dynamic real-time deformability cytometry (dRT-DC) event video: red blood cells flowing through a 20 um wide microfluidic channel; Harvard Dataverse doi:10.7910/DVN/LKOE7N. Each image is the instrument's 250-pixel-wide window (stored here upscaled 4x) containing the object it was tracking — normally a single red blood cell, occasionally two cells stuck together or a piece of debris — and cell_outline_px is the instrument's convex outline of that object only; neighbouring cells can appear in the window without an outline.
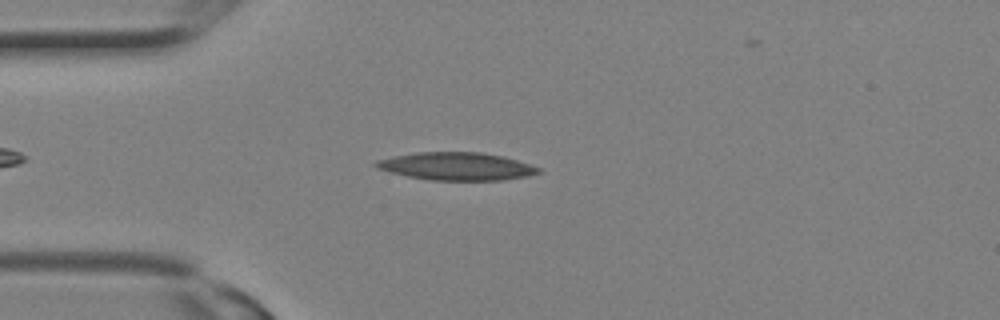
{"species": "Egyptian fruit bat (a non-hibernating species)", "species_latin": "Rousettus aegyptiacus", "temperature_condition": "room temperature", "stored_images_in_passage": 12, "camera_frame_rate_fps": 3000, "um_per_image_px": 0.085, "animal": {"sex": "female"}, "frame": {"image": 1, "passage_image": 4, "time_ms": 1.0, "image_size_px": [1000, 320], "cell_outline_px": [[540, 172], [528, 176], [504, 180], [428, 180], [408, 176], [376, 168], [372, 164], [376, 160], [392, 156], [416, 152], [480, 152], [504, 156], [540, 168]], "centroid_in_image_um": [38.77, 14.13], "position_along_channel_um": 46.2, "area_um2": 26.3}}
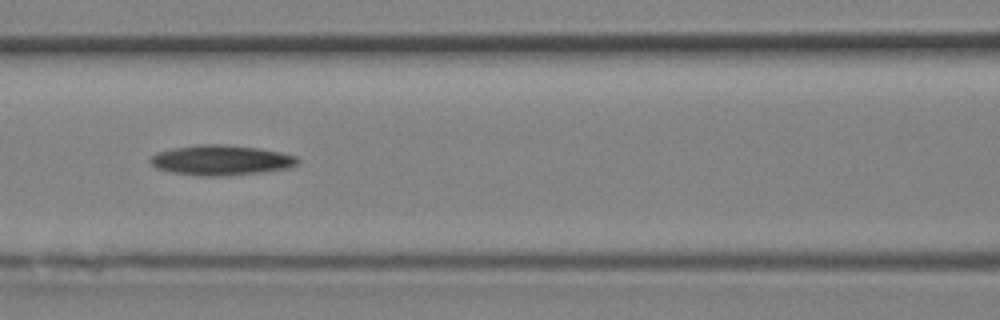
{"frame": {"image": 2, "passage_image": 9, "time_ms": 2.667, "image_size_px": [1000, 320], "cell_outline_px": [[300, 164], [288, 168], [260, 172], [224, 176], [200, 176], [172, 172], [156, 168], [148, 160], [148, 156], [156, 152], [172, 148], [200, 144], [220, 144], [256, 148], [280, 152], [296, 156], [300, 160]], "centroid_in_image_um": [18.75, 13.61], "position_along_channel_um": 147.8, "area_um2": 25.95}}
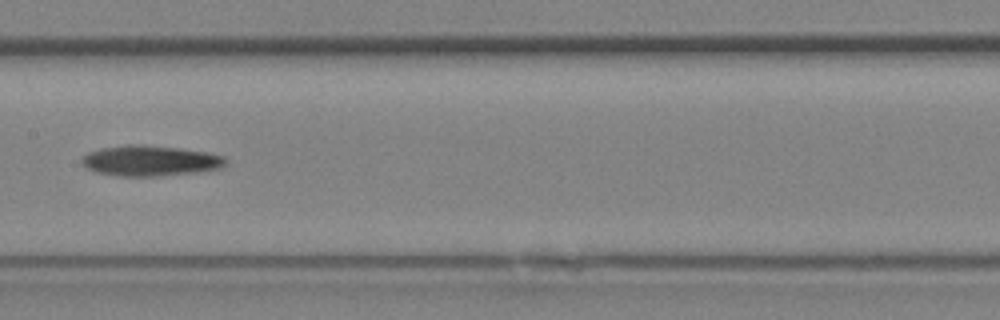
{"frame": {"image": 3, "passage_image": 11, "time_ms": 3.333, "image_size_px": [1000, 320], "cell_outline_px": [[228, 164], [224, 168], [196, 172], [156, 176], [124, 176], [96, 172], [88, 168], [80, 160], [88, 152], [100, 148], [128, 144], [140, 144], [180, 148], [208, 152], [224, 156], [228, 160]], "centroid_in_image_um": [12.83, 13.65], "position_along_channel_um": 194.6, "area_um2": 25.72}}